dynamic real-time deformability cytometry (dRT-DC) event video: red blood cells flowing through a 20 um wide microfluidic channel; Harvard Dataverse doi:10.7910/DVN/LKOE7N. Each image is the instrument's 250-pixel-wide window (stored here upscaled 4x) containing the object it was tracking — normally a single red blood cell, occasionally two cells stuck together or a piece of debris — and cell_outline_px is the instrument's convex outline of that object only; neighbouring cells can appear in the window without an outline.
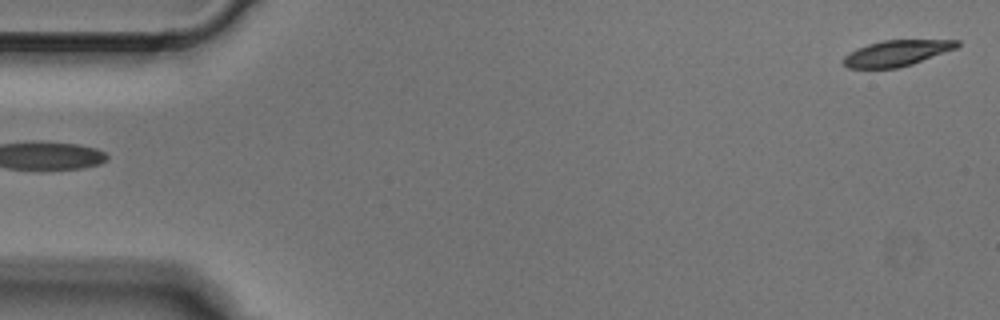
{"species": "Egyptian fruit bat (a non-hibernating species)", "species_latin": "Rousettus aegyptiacus", "temperature_condition": "cold", "stored_images_in_passage": 4, "segment_of_instrument_passage": [2, 2], "camera_frame_rate_fps": 3000, "um_per_image_px": 0.085, "animal": {"sex": "male"}, "frame": {"image": 1, "passage_image": 4, "time_ms": 1.0, "image_size_px": [1000, 320], "cell_outline_px": [[960, 44], [956, 48], [912, 64], [896, 68], [848, 68], [840, 64], [844, 56], [856, 48], [868, 44], [884, 40], [960, 40]], "centroid_in_image_um": [76.16, 4.52], "position_along_channel_um": 8.8, "area_um2": 17.11}}